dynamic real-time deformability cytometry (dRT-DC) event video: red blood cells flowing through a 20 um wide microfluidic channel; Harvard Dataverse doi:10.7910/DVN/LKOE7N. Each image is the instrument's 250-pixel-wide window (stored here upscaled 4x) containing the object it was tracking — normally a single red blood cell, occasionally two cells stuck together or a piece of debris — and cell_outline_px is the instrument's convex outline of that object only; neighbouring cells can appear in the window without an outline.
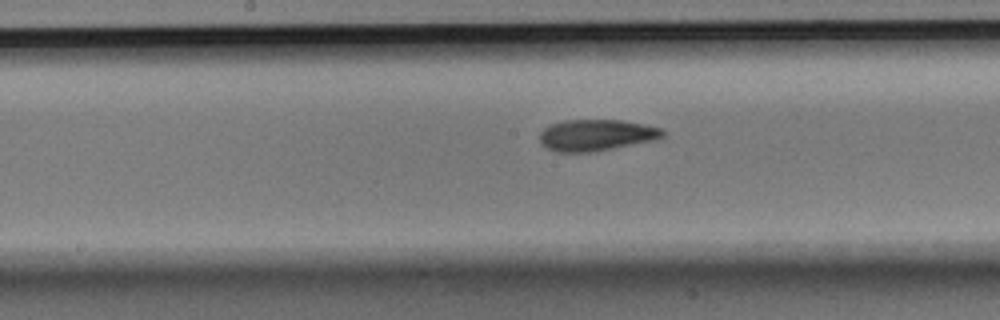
{"species": "Egyptian fruit bat (a non-hibernating species)", "species_latin": "Rousettus aegyptiacus", "temperature_condition": "room temperature", "stored_images_in_passage": 8, "segment_of_instrument_passage": [2, 2], "camera_frame_rate_fps": 3000, "um_per_image_px": 0.085, "animal": {"sex": "male"}, "frame": {"image": 1, "passage_image": 8, "time_ms": 2.333, "image_size_px": [1000, 320], "cell_outline_px": [[664, 136], [652, 140], [592, 152], [556, 152], [540, 144], [540, 132], [544, 128], [552, 124], [564, 120], [620, 120], [644, 124], [660, 128], [664, 132]], "centroid_in_image_um": [50.63, 11.48], "position_along_channel_um": 197.6, "area_um2": 22.25}}